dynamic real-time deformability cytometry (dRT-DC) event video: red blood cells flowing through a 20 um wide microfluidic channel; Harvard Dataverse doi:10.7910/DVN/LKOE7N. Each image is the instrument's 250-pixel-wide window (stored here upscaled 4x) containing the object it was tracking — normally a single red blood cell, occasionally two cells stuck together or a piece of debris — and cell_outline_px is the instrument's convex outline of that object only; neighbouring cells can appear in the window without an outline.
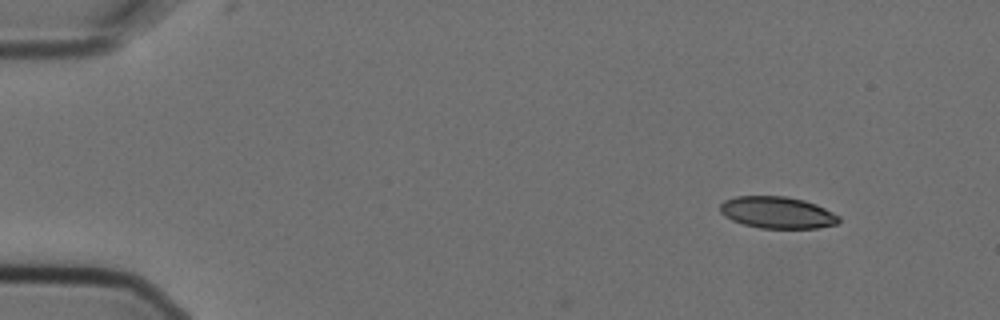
{"species": "Egyptian fruit bat (a non-hibernating species)", "species_latin": "Rousettus aegyptiacus", "temperature_condition": "cold", "stored_images_in_passage": 4, "camera_frame_rate_fps": 3000, "um_per_image_px": 0.085, "animal": {"sex": "female"}, "frame": {"image": 1, "passage_image": 1, "time_ms": 0.0, "image_size_px": [1000, 320], "cell_outline_px": [[840, 220], [836, 224], [816, 228], [760, 228], [744, 224], [732, 220], [724, 216], [720, 212], [720, 204], [724, 200], [736, 196], [784, 196], [804, 200], [816, 204], [840, 216]], "centroid_in_image_um": [66.05, 18.06], "position_along_channel_um": 18.9, "area_um2": 21.96}}
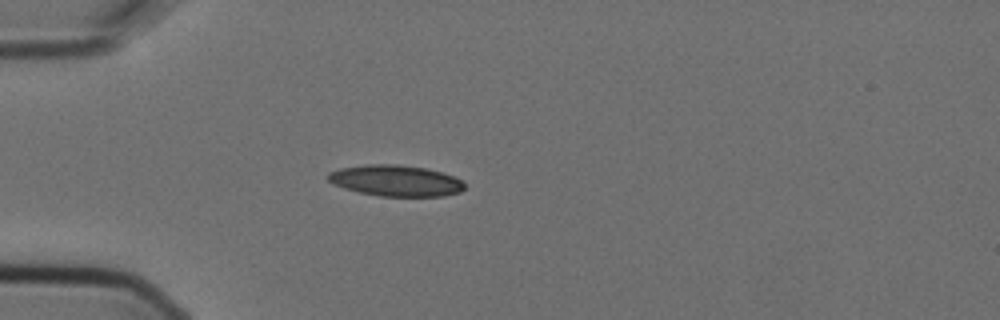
{"frame": {"image": 2, "passage_image": 4, "time_ms": 1.0, "image_size_px": [1000, 320], "cell_outline_px": [[464, 188], [460, 192], [444, 196], [380, 196], [360, 192], [344, 188], [332, 184], [324, 176], [328, 172], [340, 168], [364, 164], [396, 164], [424, 168], [440, 172], [452, 176], [460, 180], [464, 184]], "centroid_in_image_um": [33.57, 15.35], "position_along_channel_um": 51.4, "area_um2": 24.74}}